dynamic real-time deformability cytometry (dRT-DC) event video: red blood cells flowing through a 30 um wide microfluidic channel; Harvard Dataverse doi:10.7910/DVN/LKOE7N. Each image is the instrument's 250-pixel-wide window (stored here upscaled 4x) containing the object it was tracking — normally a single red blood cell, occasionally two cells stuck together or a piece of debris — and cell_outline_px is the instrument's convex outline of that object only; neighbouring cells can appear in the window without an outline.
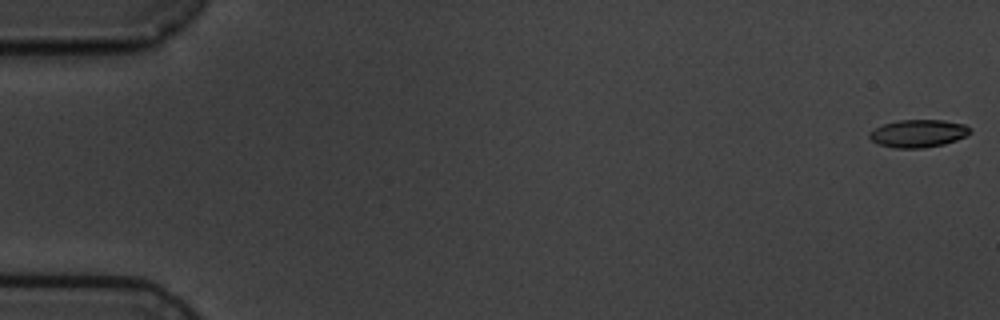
{"species": "common noctule bat (a hibernating species)", "species_latin": "Nyctalus noctula", "temperature_condition": "cold", "stored_images_in_passage": 10, "camera_frame_rate_fps": 3000, "um_per_image_px": 0.085, "animal": {"sex": "male", "body_mass_g": 19.5, "forearm_length_mm": 54.6}, "frame": {"image": 1, "passage_image": 1, "time_ms": 0.0, "image_size_px": [1000, 320], "cell_outline_px": [[972, 132], [956, 140], [944, 144], [924, 148], [892, 148], [876, 144], [868, 136], [868, 132], [884, 124], [900, 120], [944, 120], [964, 124], [972, 128]], "centroid_in_image_um": [78.04, 11.35], "position_along_channel_um": 7.0, "area_um2": 16.36}}
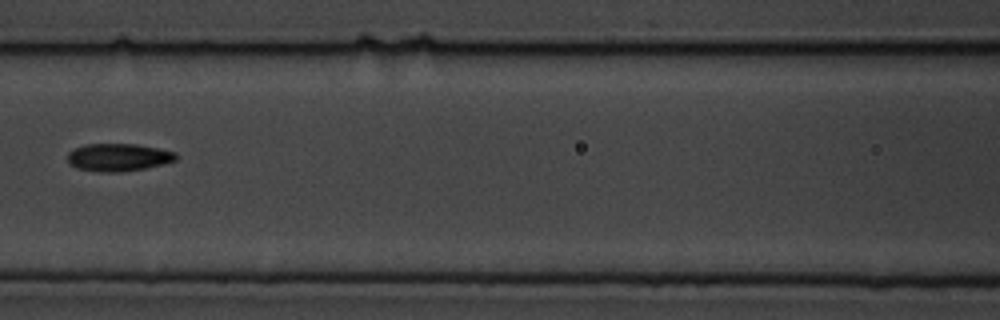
{"frame": {"image": 2, "passage_image": 8, "time_ms": 8.333, "image_size_px": [1000, 320], "cell_outline_px": [[176, 160], [144, 168], [120, 172], [100, 172], [76, 168], [68, 164], [68, 152], [84, 144], [136, 144], [176, 152]], "centroid_in_image_um": [10.01, 13.37], "position_along_channel_um": 156.6, "area_um2": 17.34}}
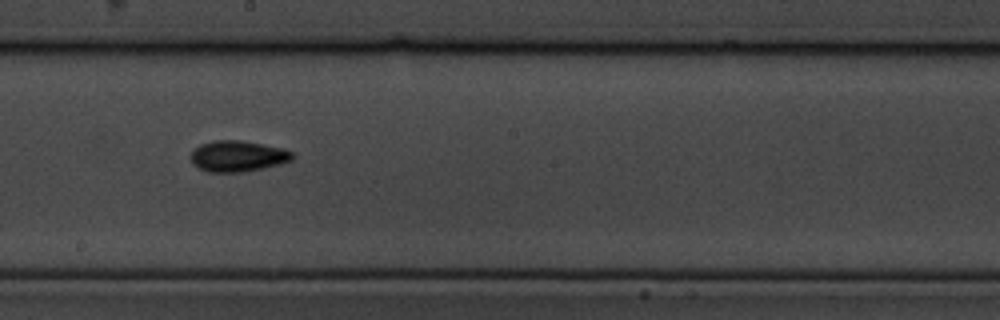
{"frame": {"image": 3, "passage_image": 10, "time_ms": 10.333, "image_size_px": [1000, 320], "cell_outline_px": [[296, 156], [292, 160], [280, 164], [264, 168], [244, 172], [208, 172], [192, 164], [188, 156], [200, 144], [216, 140], [240, 140], [284, 148], [292, 152]], "centroid_in_image_um": [20.21, 13.28], "position_along_channel_um": 228.0, "area_um2": 18.55}}